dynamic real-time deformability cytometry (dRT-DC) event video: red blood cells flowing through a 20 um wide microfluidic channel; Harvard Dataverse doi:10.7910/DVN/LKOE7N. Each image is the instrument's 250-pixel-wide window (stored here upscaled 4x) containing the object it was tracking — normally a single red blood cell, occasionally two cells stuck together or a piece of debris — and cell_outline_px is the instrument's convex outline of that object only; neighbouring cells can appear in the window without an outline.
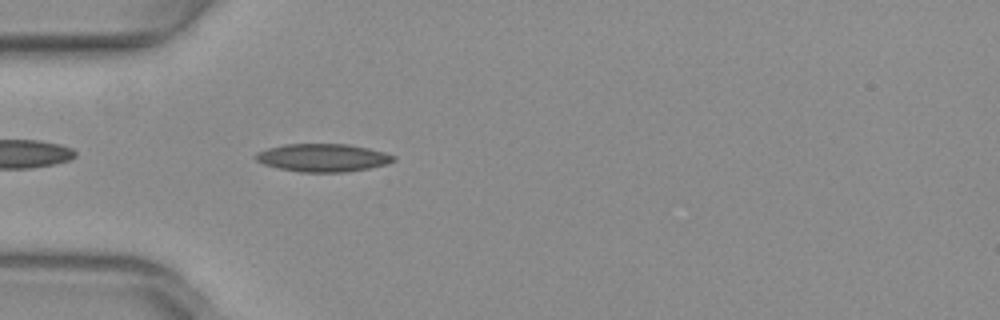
{"species": "common noctule bat (a hibernating species)", "species_latin": "Nyctalus noctula", "temperature_condition": "warm", "stored_images_in_passage": 7, "camera_frame_rate_fps": 3000, "um_per_image_px": 0.085, "animal": {"sex": "female", "body_mass_g": 29.2, "forearm_length_mm": 56.3}, "frame": {"image": 1, "passage_image": 3, "time_ms": 0.667, "image_size_px": [1000, 320], "cell_outline_px": [[396, 160], [384, 164], [368, 168], [344, 172], [300, 172], [280, 168], [264, 164], [256, 160], [252, 156], [256, 152], [268, 148], [284, 144], [348, 144], [368, 148], [384, 152], [396, 156]], "centroid_in_image_um": [27.41, 13.4], "position_along_channel_um": 57.6, "area_um2": 22.37}}
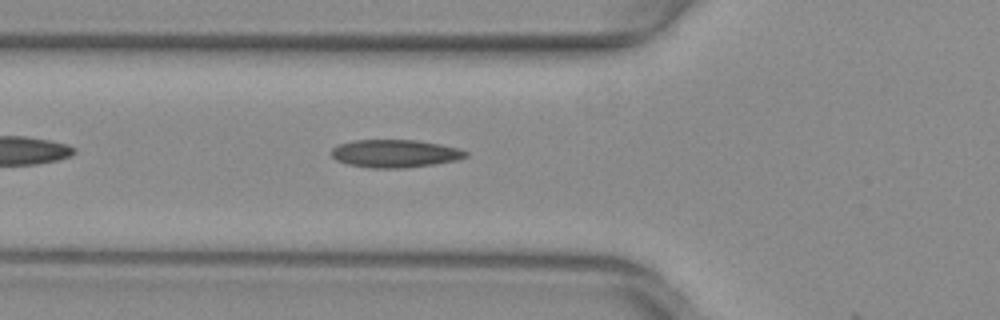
{"frame": {"image": 2, "passage_image": 6, "time_ms": 1.667, "image_size_px": [1000, 320], "cell_outline_px": [[468, 156], [456, 160], [432, 164], [404, 168], [368, 168], [348, 164], [336, 160], [332, 156], [332, 148], [336, 144], [352, 140], [416, 140], [440, 144], [456, 148], [468, 152]], "centroid_in_image_um": [33.53, 13.04], "position_along_channel_um": 92.3, "area_um2": 21.79}}